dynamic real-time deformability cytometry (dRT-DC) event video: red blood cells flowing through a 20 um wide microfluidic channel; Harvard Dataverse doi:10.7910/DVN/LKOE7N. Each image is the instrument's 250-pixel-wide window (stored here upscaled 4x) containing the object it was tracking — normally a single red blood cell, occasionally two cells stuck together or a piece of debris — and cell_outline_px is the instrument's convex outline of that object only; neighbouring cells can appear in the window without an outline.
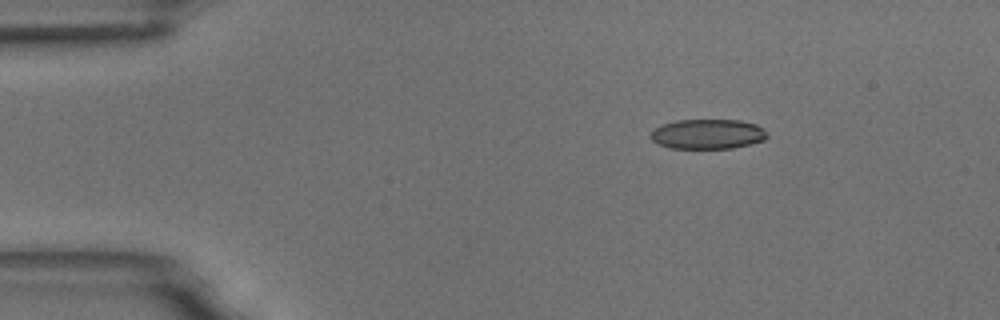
{"species": "common noctule bat (a hibernating species)", "species_latin": "Nyctalus noctula", "temperature_condition": "room temperature", "stored_images_in_passage": 3, "camera_frame_rate_fps": 3000, "um_per_image_px": 0.085, "animal": {"sex": "male", "body_mass_g": 18.8}, "frame": {"image": 1, "passage_image": 1, "time_ms": 0.0, "image_size_px": [1000, 320], "cell_outline_px": [[768, 136], [764, 140], [732, 148], [672, 148], [656, 144], [652, 140], [652, 132], [656, 128], [664, 124], [676, 120], [740, 120], [756, 124], [764, 128]], "centroid_in_image_um": [60.18, 11.39], "position_along_channel_um": 24.8, "area_um2": 20.11}}
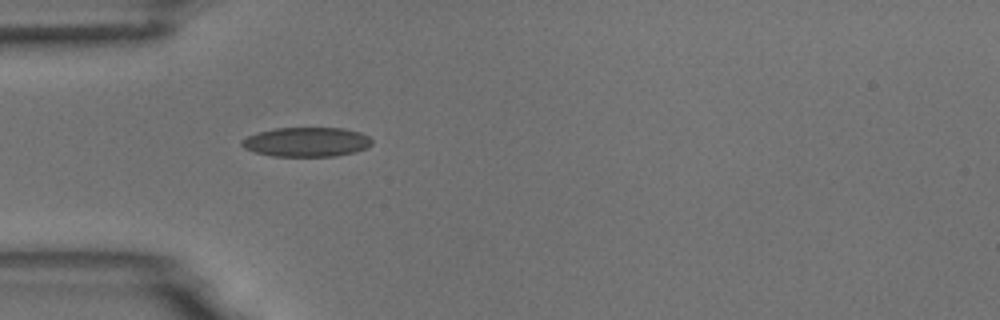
{"frame": {"image": 2, "passage_image": 3, "time_ms": 2.667, "image_size_px": [1000, 320], "cell_outline_px": [[372, 144], [364, 148], [352, 152], [336, 156], [272, 156], [256, 152], [244, 148], [240, 144], [240, 140], [248, 136], [260, 132], [276, 128], [344, 128], [360, 132], [368, 136], [372, 140]], "centroid_in_image_um": [26.04, 12.06], "position_along_channel_um": 59.0, "area_um2": 22.14}}